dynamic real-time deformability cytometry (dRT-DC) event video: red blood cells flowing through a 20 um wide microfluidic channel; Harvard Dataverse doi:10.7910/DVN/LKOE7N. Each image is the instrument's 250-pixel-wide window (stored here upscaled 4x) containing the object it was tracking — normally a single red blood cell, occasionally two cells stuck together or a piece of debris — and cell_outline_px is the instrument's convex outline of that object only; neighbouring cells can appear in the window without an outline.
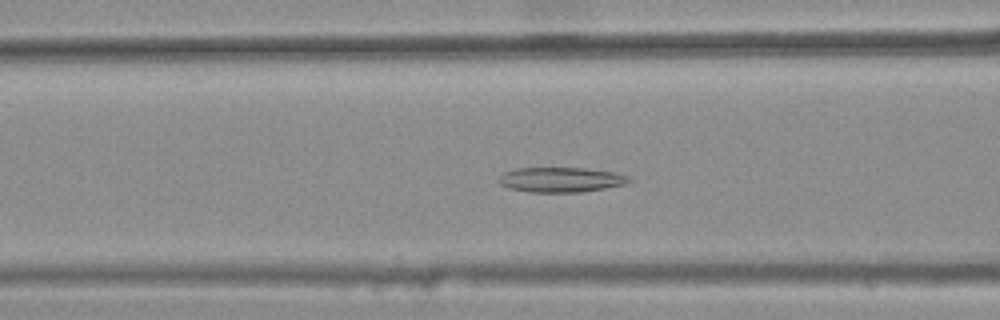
{"species": "common noctule bat (a hibernating species)", "species_latin": "Nyctalus noctula", "temperature_condition": "warm", "stored_images_in_passage": 33, "camera_frame_rate_fps": 3000, "um_per_image_px": 0.085, "animal": {"sex": "female", "body_mass_g": 25.1}, "frame": {"image": 1, "passage_image": 10, "time_ms": 3.0, "image_size_px": [1000, 320], "cell_outline_px": [[632, 180], [628, 184], [584, 192], [528, 192], [508, 188], [500, 184], [496, 180], [504, 172], [516, 168], [584, 168], [616, 172], [628, 176]], "centroid_in_image_um": [47.69, 15.28], "position_along_channel_um": 118.9, "area_um2": 19.19}}
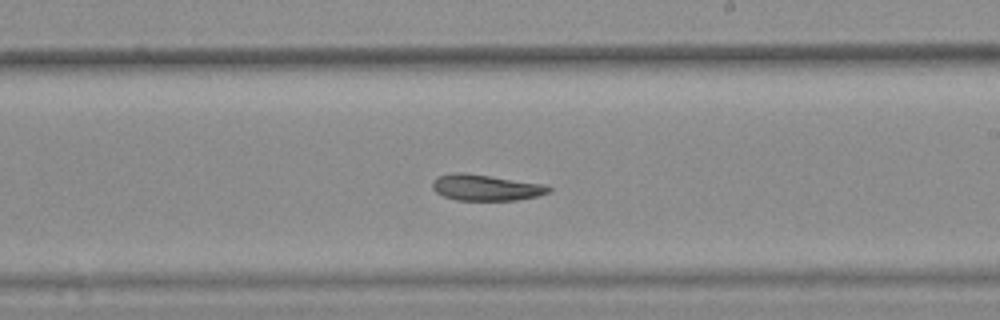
{"frame": {"image": 2, "passage_image": 20, "time_ms": 6.333, "image_size_px": [1000, 320], "cell_outline_px": [[552, 188], [548, 192], [540, 196], [516, 200], [456, 200], [444, 196], [436, 192], [432, 188], [432, 180], [436, 176], [456, 172], [464, 172], [548, 184]], "centroid_in_image_um": [41.31, 15.93], "position_along_channel_um": 247.7, "area_um2": 17.98}}
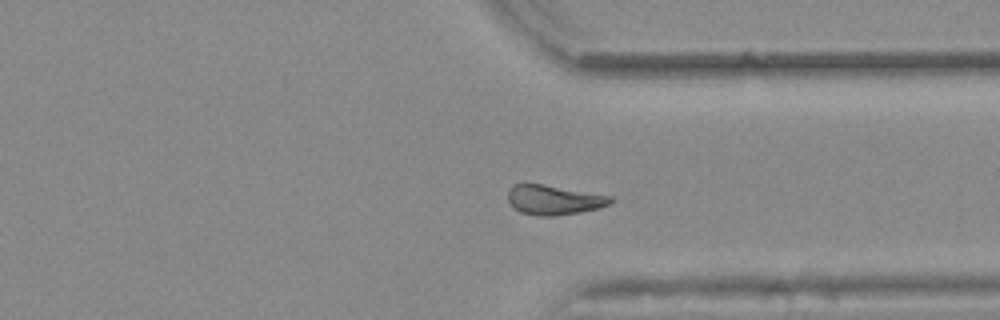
{"frame": {"image": 3, "passage_image": 29, "time_ms": 9.333, "image_size_px": [1000, 320], "cell_outline_px": [[616, 200], [600, 208], [580, 212], [556, 216], [540, 216], [520, 212], [512, 208], [508, 200], [508, 188], [512, 184], [520, 180], [612, 196]], "centroid_in_image_um": [47.01, 16.96], "position_along_channel_um": 364.4, "area_um2": 18.38}, "authors_computed_cell_mechanics": {"area_um2": 18.207, "velocity_mm_per_s": 3.8688, "shape_relaxation_time_tau1_ms": null, "shape_relaxation_time_tau2_ms": 8.4178, "deformation_change_tau1": null, "deformation_change_tau2": 0.1516}}